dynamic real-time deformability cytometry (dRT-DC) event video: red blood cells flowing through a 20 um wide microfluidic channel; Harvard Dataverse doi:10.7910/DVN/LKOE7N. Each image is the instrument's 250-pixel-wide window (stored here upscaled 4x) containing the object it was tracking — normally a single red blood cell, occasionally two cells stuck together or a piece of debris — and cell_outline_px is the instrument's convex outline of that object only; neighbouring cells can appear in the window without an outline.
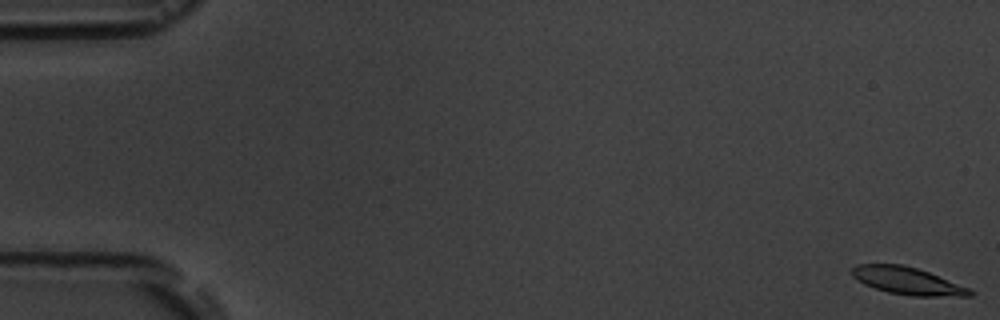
{"species": "common noctule bat (a hibernating species)", "species_latin": "Nyctalus noctula", "temperature_condition": "room temperature", "stored_images_in_passage": 9, "camera_frame_rate_fps": 3000, "um_per_image_px": 0.085, "animal": {"sex": "male", "body_mass_g": 19.5, "forearm_length_mm": 54.6}, "frame": {"image": 1, "passage_image": 1, "time_ms": 0.0, "image_size_px": [1000, 320], "cell_outline_px": [[976, 292], [972, 296], [912, 296], [888, 292], [864, 284], [856, 280], [852, 276], [852, 268], [856, 264], [904, 264], [928, 272], [968, 288]], "centroid_in_image_um": [77.11, 23.87], "position_along_channel_um": 7.9, "area_um2": 18.67}}
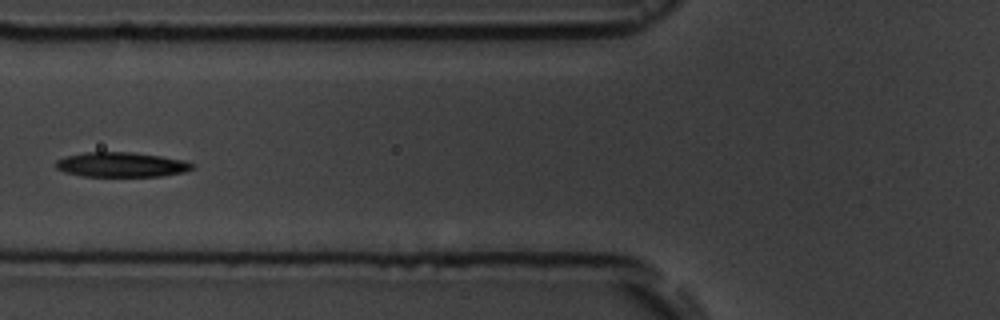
{"frame": {"image": 2, "passage_image": 7, "time_ms": 7.333, "image_size_px": [1000, 320], "cell_outline_px": [[196, 168], [184, 172], [160, 176], [80, 176], [64, 172], [56, 168], [56, 160], [68, 156], [84, 152], [132, 152], [160, 156], [184, 160], [196, 164]], "centroid_in_image_um": [10.35, 14.0], "position_along_channel_um": 115.5, "area_um2": 19.77}}
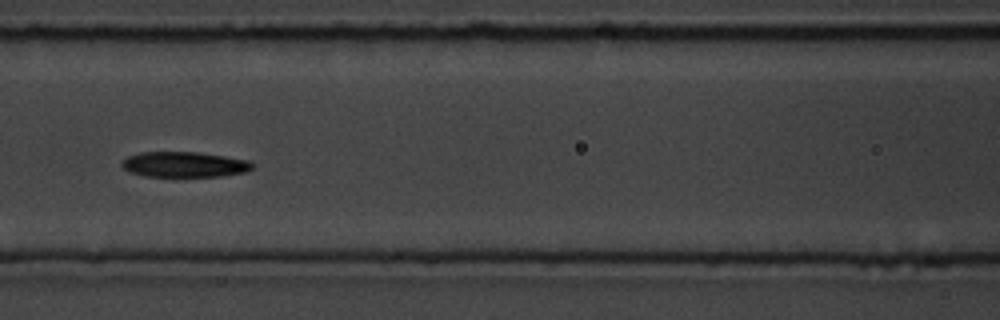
{"frame": {"image": 3, "passage_image": 8, "time_ms": 8.333, "image_size_px": [1000, 320], "cell_outline_px": [[256, 164], [248, 172], [224, 176], [144, 176], [132, 172], [124, 168], [120, 164], [128, 156], [140, 152], [196, 152], [224, 156], [248, 160]], "centroid_in_image_um": [15.72, 13.98], "position_along_channel_um": 150.9, "area_um2": 19.31}}